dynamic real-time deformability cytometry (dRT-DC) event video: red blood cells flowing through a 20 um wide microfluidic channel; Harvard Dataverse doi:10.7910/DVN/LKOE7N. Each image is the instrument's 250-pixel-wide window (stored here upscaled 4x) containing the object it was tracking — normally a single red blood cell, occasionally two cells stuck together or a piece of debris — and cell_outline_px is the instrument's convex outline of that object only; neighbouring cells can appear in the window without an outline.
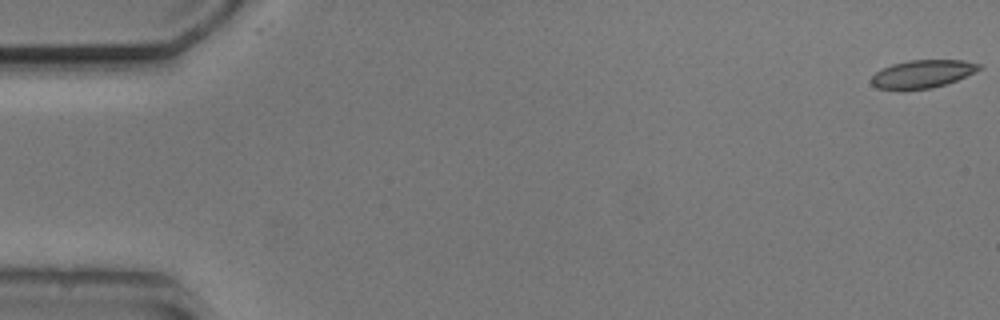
{"species": "common noctule bat (a hibernating species)", "species_latin": "Nyctalus noctula", "temperature_condition": "cold", "stored_images_in_passage": 2, "camera_frame_rate_fps": 3000, "um_per_image_px": 0.085, "animal": {"sex": "male", "body_mass_g": 20.5, "forearm_length_mm": 52.5}, "frame": {"image": 1, "passage_image": 2, "time_ms": 1.667, "image_size_px": [1000, 320], "cell_outline_px": [[984, 68], [956, 80], [932, 88], [904, 92], [900, 92], [876, 88], [872, 84], [872, 76], [876, 72], [892, 64], [908, 60], [964, 60], [980, 64]], "centroid_in_image_um": [78.38, 6.32], "position_along_channel_um": 6.6, "area_um2": 17.98}}